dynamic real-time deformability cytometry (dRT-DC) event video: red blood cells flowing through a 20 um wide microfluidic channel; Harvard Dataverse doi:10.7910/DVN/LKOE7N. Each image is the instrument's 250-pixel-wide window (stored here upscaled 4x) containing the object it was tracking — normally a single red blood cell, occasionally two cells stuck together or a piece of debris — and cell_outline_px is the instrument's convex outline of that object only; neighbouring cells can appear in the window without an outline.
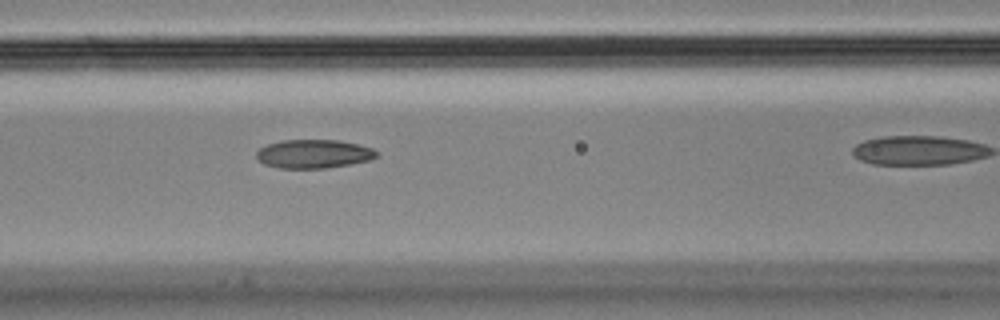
{"species": "Egyptian fruit bat (a non-hibernating species)", "species_latin": "Rousettus aegyptiacus", "temperature_condition": "cold", "stored_images_in_passage": 35, "camera_frame_rate_fps": 3000, "um_per_image_px": 0.085, "animal": {"sex": "male"}, "frame": {"image": 1, "passage_image": 18, "time_ms": 5.667, "image_size_px": [1000, 320], "cell_outline_px": [[380, 156], [368, 160], [348, 164], [324, 168], [280, 168], [264, 164], [256, 156], [256, 152], [260, 148], [268, 144], [284, 140], [340, 140], [372, 148], [380, 152]], "centroid_in_image_um": [26.68, 13.07], "position_along_channel_um": 139.9, "area_um2": 19.94}}
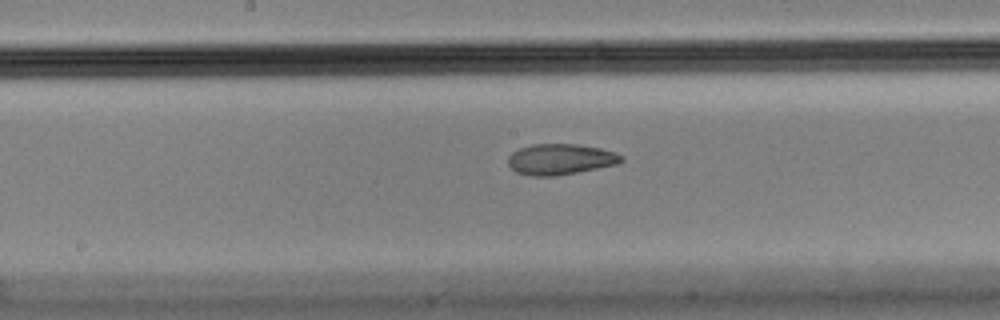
{"frame": {"image": 2, "passage_image": 23, "time_ms": 7.333, "image_size_px": [1000, 320], "cell_outline_px": [[624, 160], [616, 164], [556, 176], [532, 176], [516, 172], [508, 164], [508, 156], [512, 152], [520, 148], [532, 144], [576, 144], [600, 148], [616, 152], [624, 156]], "centroid_in_image_um": [47.63, 13.53], "position_along_channel_um": 200.6, "area_um2": 20.29}}
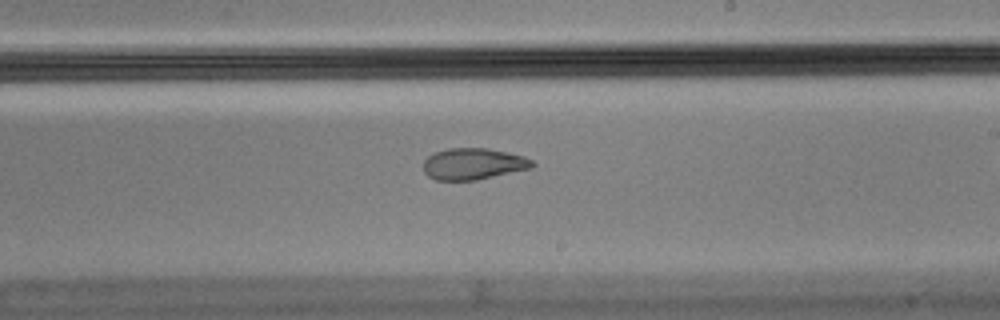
{"frame": {"image": 3, "passage_image": 27, "time_ms": 8.667, "image_size_px": [1000, 320], "cell_outline_px": [[536, 164], [532, 168], [476, 180], [436, 180], [428, 176], [424, 172], [424, 160], [428, 156], [436, 152], [448, 148], [488, 148], [508, 152], [524, 156], [532, 160]], "centroid_in_image_um": [40.25, 13.93], "position_along_channel_um": 248.8, "area_um2": 20.0}}